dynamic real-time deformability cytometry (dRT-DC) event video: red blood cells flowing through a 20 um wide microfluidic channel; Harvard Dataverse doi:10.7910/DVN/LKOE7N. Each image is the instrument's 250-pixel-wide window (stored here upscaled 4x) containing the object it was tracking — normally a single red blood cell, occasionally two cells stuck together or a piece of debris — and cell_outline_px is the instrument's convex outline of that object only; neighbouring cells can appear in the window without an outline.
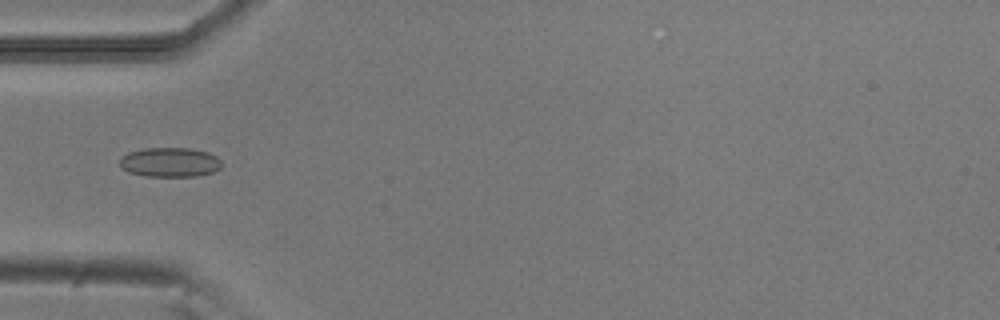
{"species": "common noctule bat (a hibernating species)", "species_latin": "Nyctalus noctula", "temperature_condition": "room temperature", "stored_images_in_passage": 3, "camera_frame_rate_fps": 3000, "um_per_image_px": 0.085, "animal": {"sex": "male", "body_mass_g": 20.5, "forearm_length_mm": 52.5}, "frame": {"image": 1, "passage_image": 3, "time_ms": 0.667, "image_size_px": [1000, 320], "cell_outline_px": [[220, 168], [212, 172], [196, 176], [144, 176], [128, 172], [120, 168], [120, 160], [128, 152], [144, 148], [192, 148], [208, 152], [216, 156], [220, 160]], "centroid_in_image_um": [14.42, 13.79], "position_along_channel_um": 70.6, "area_um2": 17.51}}